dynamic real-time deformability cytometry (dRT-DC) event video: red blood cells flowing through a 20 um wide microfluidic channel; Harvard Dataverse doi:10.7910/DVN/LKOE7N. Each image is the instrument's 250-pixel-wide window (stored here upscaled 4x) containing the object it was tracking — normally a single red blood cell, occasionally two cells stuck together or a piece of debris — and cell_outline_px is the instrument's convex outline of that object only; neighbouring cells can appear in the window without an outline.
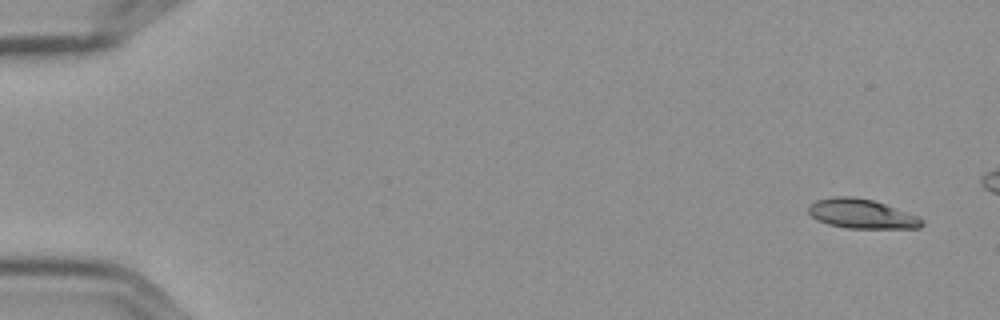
{"species": "Egyptian fruit bat (a non-hibernating species)", "species_latin": "Rousettus aegyptiacus", "temperature_condition": "cold", "stored_images_in_passage": 5, "camera_frame_rate_fps": 3000, "um_per_image_px": 0.085, "frame": {"image": 1, "passage_image": 1, "time_ms": 0.0, "image_size_px": [1000, 320], "cell_outline_px": [[924, 224], [920, 228], [848, 228], [828, 224], [816, 220], [808, 212], [808, 204], [816, 200], [836, 196], [852, 196], [872, 200], [920, 216], [924, 220]], "centroid_in_image_um": [73.24, 18.17], "position_along_channel_um": 11.8, "area_um2": 19.54}}